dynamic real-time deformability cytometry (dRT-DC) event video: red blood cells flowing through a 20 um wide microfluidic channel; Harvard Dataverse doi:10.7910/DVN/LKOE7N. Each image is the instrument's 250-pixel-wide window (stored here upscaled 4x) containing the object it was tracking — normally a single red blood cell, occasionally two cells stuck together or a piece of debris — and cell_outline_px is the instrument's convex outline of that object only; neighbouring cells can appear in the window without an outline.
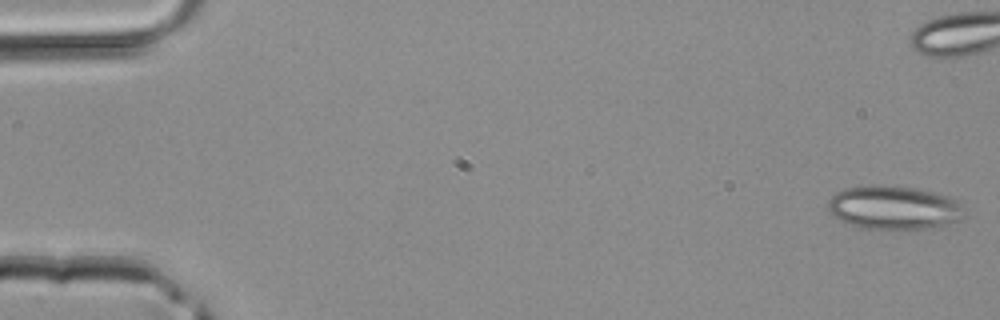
{"species": "common noctule bat (a hibernating species)", "species_latin": "Nyctalus noctula", "temperature_condition": "room temperature", "stored_images_in_passage": 45, "camera_frame_rate_fps": 3000, "um_per_image_px": 0.085, "animal": {"sex": "male", "body_mass_g": 20.4}, "frame": {"image": 1, "passage_image": 1, "time_ms": 0.0, "image_size_px": [1000, 320], "cell_outline_px": [[964, 216], [960, 220], [948, 224], [928, 228], [900, 232], [860, 228], [840, 220], [828, 208], [828, 200], [836, 192], [848, 188], [876, 184], [912, 188], [932, 192], [956, 200], [960, 204]], "centroid_in_image_um": [75.97, 17.69], "position_along_channel_um": 9.0, "area_um2": 34.97}}
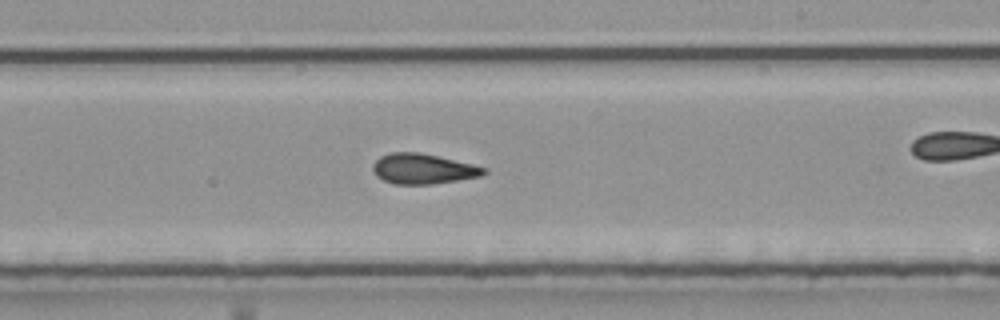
{"frame": {"image": 2, "passage_image": 26, "time_ms": 8.333, "image_size_px": [1000, 320], "cell_outline_px": [[488, 172], [480, 176], [432, 184], [396, 184], [384, 180], [376, 176], [372, 168], [372, 164], [380, 156], [388, 152], [420, 152], [472, 164], [488, 168]], "centroid_in_image_um": [35.94, 14.34], "position_along_channel_um": 253.1, "area_um2": 19.54}}
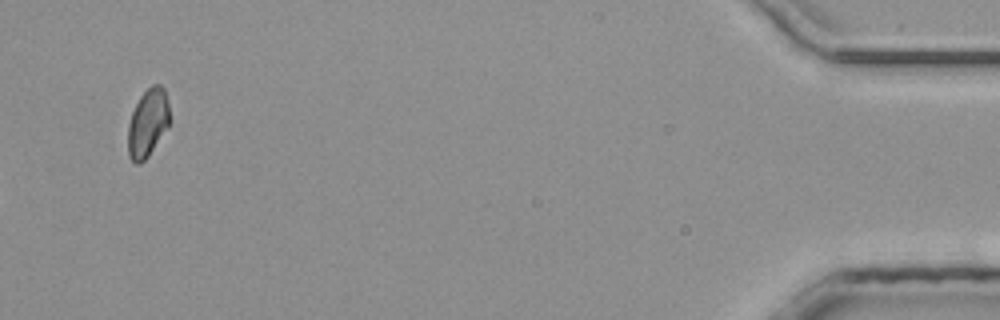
{"frame": {"image": 3, "passage_image": 45, "time_ms": 14.667, "image_size_px": [1000, 320], "cell_outline_px": [[168, 128], [148, 156], [140, 164], [136, 164], [128, 156], [128, 124], [132, 112], [140, 96], [152, 84], [160, 84], [164, 88], [168, 104]], "centroid_in_image_um": [12.54, 10.46], "position_along_channel_um": 422.7, "area_um2": 16.42}}